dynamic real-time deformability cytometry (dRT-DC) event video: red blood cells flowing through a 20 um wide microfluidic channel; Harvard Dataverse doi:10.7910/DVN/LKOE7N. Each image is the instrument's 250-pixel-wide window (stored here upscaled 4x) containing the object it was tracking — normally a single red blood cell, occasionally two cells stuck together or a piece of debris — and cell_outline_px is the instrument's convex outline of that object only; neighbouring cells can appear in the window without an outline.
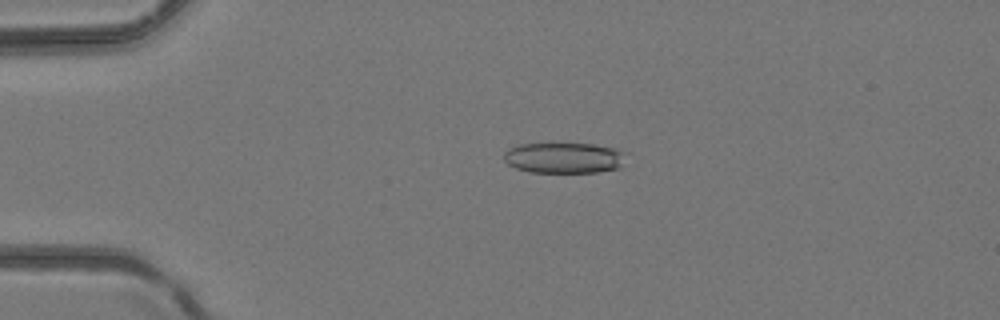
{"species": "common noctule bat (a hibernating species)", "species_latin": "Nyctalus noctula", "temperature_condition": "room temperature", "stored_images_in_passage": 5, "camera_frame_rate_fps": 3000, "um_per_image_px": 0.085, "animal": {"sex": "female", "body_mass_g": 24.6, "forearm_length_mm": 56.2}, "frame": {"image": 1, "passage_image": 4, "time_ms": 1.0, "image_size_px": [1000, 320], "cell_outline_px": [[628, 152], [620, 164], [616, 168], [596, 172], [528, 172], [516, 168], [508, 164], [504, 160], [504, 152], [508, 148], [520, 144], [552, 140], [592, 144], [616, 148]], "centroid_in_image_um": [47.88, 13.35], "position_along_channel_um": 37.1, "area_um2": 22.83}}